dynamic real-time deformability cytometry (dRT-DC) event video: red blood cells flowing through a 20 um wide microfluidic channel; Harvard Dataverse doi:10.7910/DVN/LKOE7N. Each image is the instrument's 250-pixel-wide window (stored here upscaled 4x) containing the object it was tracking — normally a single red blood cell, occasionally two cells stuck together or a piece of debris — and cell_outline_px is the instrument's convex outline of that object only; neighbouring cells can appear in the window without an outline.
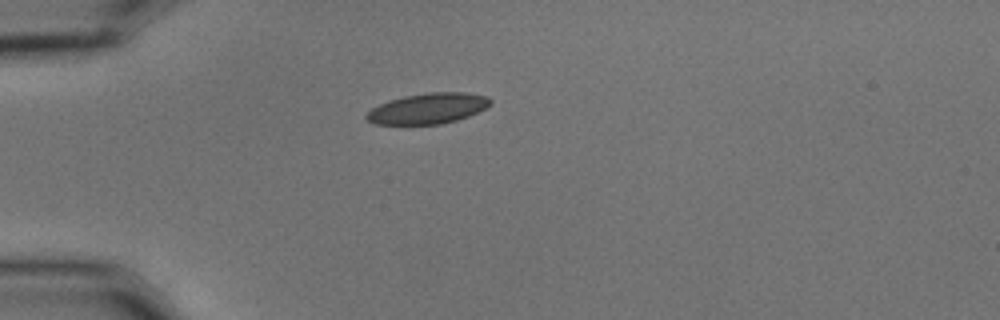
{"species": "common noctule bat (a hibernating species)", "species_latin": "Nyctalus noctula", "temperature_condition": "cold", "stored_images_in_passage": 42, "camera_frame_rate_fps": 3000, "um_per_image_px": 0.085, "animal": {"sex": "male", "body_mass_g": 15.6}, "frame": {"image": 1, "passage_image": 1, "time_ms": 0.0, "image_size_px": [1000, 320], "cell_outline_px": [[492, 104], [468, 116], [456, 120], [440, 124], [376, 124], [368, 120], [364, 116], [372, 108], [388, 100], [404, 96], [428, 92], [464, 92], [488, 96], [492, 100]], "centroid_in_image_um": [36.38, 9.21], "position_along_channel_um": 48.6, "area_um2": 22.02}}
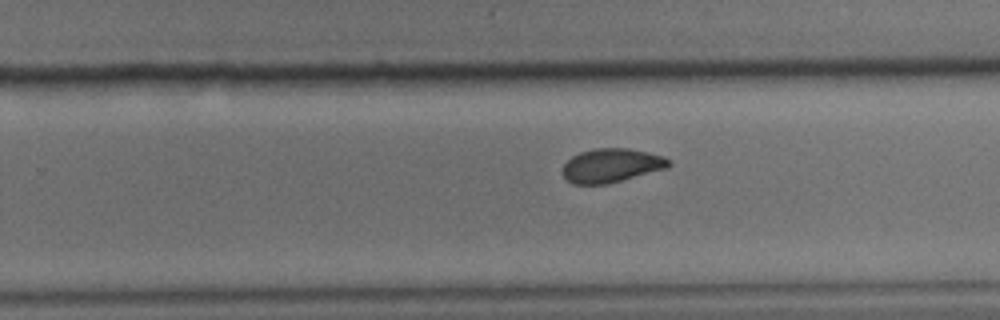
{"frame": {"image": 2, "passage_image": 22, "time_ms": 7.0, "image_size_px": [1000, 320], "cell_outline_px": [[672, 164], [668, 168], [604, 184], [572, 184], [564, 176], [564, 164], [572, 156], [580, 152], [596, 148], [628, 148], [648, 152], [664, 156], [672, 160]], "centroid_in_image_um": [52.01, 14.05], "position_along_channel_um": 277.8, "area_um2": 20.81}}
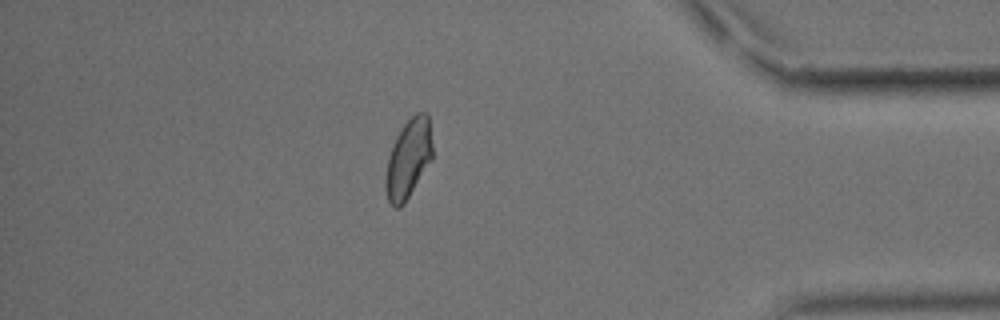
{"frame": {"image": 3, "passage_image": 35, "time_ms": 11.333, "image_size_px": [1000, 320], "cell_outline_px": [[432, 160], [404, 204], [400, 208], [396, 208], [388, 200], [384, 184], [384, 180], [388, 156], [396, 136], [404, 124], [416, 112], [428, 112], [432, 144]], "centroid_in_image_um": [34.71, 13.49], "position_along_channel_um": 400.5, "area_um2": 21.68}, "authors_computed_cell_mechanics": {"area_um2": 21.6461, "velocity_mm_per_s": 3.5323, "shape_relaxation_time_tau1_ms": 3.775, "shape_relaxation_time_tau2_ms": 2.2033, "deformation_change_tau1": 0.1065, "deformation_change_tau2": 0.0736}}